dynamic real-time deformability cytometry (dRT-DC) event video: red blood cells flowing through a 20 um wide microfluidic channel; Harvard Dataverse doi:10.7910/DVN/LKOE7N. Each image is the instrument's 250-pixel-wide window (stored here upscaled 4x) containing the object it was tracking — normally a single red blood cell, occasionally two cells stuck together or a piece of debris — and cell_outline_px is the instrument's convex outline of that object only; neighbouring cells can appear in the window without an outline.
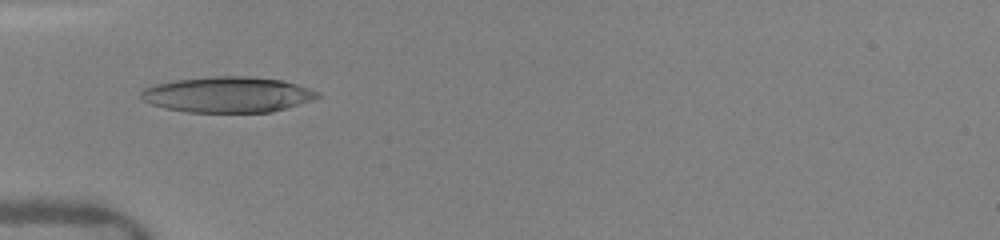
{"species": "human", "species_latin": "Homo sapiens", "temperature_condition": "warm", "stored_images_in_passage": 51, "camera_frame_rate_fps": 3000, "um_per_image_px": 0.085, "donor": {"sex": "female"}, "frame": {"image": 1, "passage_image": 1, "time_ms": 0.0, "image_size_px": [1000, 240], "cell_outline_px": [[320, 96], [312, 100], [272, 112], [188, 112], [164, 108], [140, 100], [140, 92], [144, 88], [152, 84], [176, 80], [212, 76], [252, 76], [284, 80], [320, 92]], "centroid_in_image_um": [19.32, 8.03], "position_along_channel_um": 65.7, "area_um2": 36.93}}
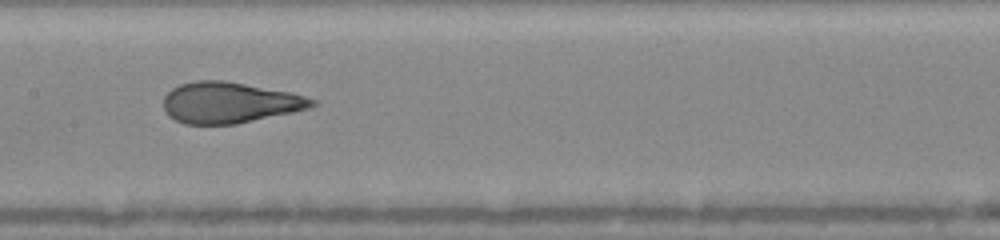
{"frame": {"image": 2, "passage_image": 15, "time_ms": 3.0, "image_size_px": [1000, 240], "cell_outline_px": [[320, 104], [312, 108], [236, 124], [184, 124], [168, 116], [164, 108], [164, 96], [172, 88], [180, 84], [196, 80], [224, 80], [292, 92], [316, 100]], "centroid_in_image_um": [19.54, 8.72], "position_along_channel_um": 187.9, "area_um2": 35.72}}
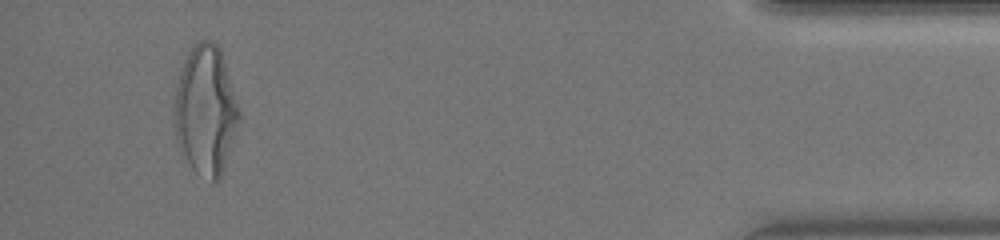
{"frame": {"image": 3, "passage_image": 49, "time_ms": 10.0, "image_size_px": [1000, 240], "cell_outline_px": [[240, 120], [220, 180], [212, 184], [196, 172], [192, 168], [176, 136], [176, 88], [180, 72], [184, 60], [188, 52], [200, 40], [212, 40], [220, 48], [240, 112]], "centroid_in_image_um": [17.52, 9.39], "position_along_channel_um": 417.7, "area_um2": 47.86}, "authors_computed_cell_mechanics": {"area_um2": 35.7782, "velocity_mm_per_s": 4.1282, "shape_relaxation_time_tau1_ms": 5.2364, "shape_relaxation_time_tau2_ms": 0.7204, "deformation_change_tau1": 0.2635, "deformation_change_tau2": 0.0933}}